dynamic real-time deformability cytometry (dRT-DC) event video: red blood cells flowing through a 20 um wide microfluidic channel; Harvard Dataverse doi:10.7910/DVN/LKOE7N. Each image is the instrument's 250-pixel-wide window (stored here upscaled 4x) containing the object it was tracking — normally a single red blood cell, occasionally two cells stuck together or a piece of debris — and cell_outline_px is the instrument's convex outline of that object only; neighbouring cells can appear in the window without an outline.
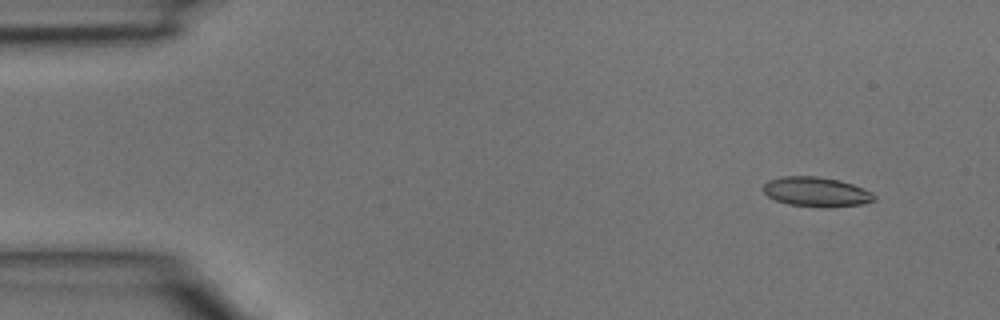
{"species": "common noctule bat (a hibernating species)", "species_latin": "Nyctalus noctula", "temperature_condition": "room temperature", "stored_images_in_passage": 4, "camera_frame_rate_fps": 3000, "um_per_image_px": 0.085, "animal": {"sex": "male", "body_mass_g": 15.6}, "frame": {"image": 1, "passage_image": 1, "time_ms": 0.0, "image_size_px": [1000, 320], "cell_outline_px": [[876, 200], [860, 204], [832, 208], [824, 208], [788, 204], [776, 200], [768, 196], [764, 192], [764, 184], [768, 180], [784, 176], [816, 176], [840, 180], [852, 184], [872, 192], [876, 196]], "centroid_in_image_um": [69.41, 16.31], "position_along_channel_um": 15.6, "area_um2": 19.25}}
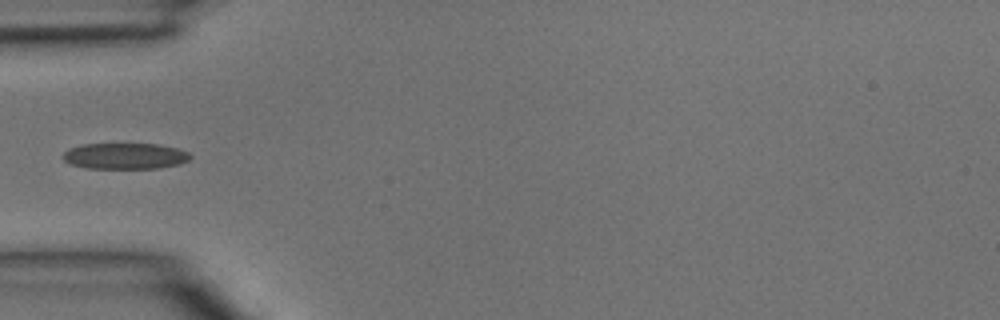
{"frame": {"image": 2, "passage_image": 4, "time_ms": 1.0, "image_size_px": [1000, 320], "cell_outline_px": [[192, 156], [188, 160], [180, 164], [156, 168], [88, 168], [72, 164], [64, 160], [60, 156], [68, 148], [84, 144], [160, 144], [176, 148], [188, 152]], "centroid_in_image_um": [10.61, 13.25], "position_along_channel_um": 74.4, "area_um2": 19.31}}